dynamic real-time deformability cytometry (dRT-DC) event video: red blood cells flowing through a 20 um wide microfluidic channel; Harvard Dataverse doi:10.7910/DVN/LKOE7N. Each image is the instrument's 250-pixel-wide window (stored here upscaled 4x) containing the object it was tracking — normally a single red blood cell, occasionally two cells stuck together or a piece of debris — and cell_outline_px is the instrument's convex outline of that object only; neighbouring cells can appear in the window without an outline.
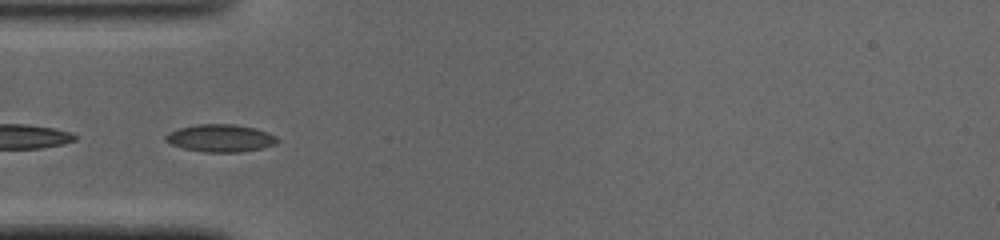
{"species": "common noctule bat (a hibernating species)", "species_latin": "Nyctalus noctula", "temperature_condition": "cold", "stored_images_in_passage": 46, "camera_frame_rate_fps": 3000, "um_per_image_px": 0.085, "animal": {"sex": "male", "body_mass_g": 19.0, "forearm_length_mm": 50.8}, "frame": {"image": 1, "passage_image": 13, "time_ms": 4.0, "image_size_px": [1000, 240], "cell_outline_px": [[280, 140], [276, 144], [260, 148], [240, 152], [204, 152], [184, 148], [172, 144], [164, 140], [164, 136], [168, 132], [180, 128], [196, 124], [232, 124], [256, 128], [268, 132], [276, 136]], "centroid_in_image_um": [18.75, 11.73], "position_along_channel_um": 66.3, "area_um2": 17.92}}
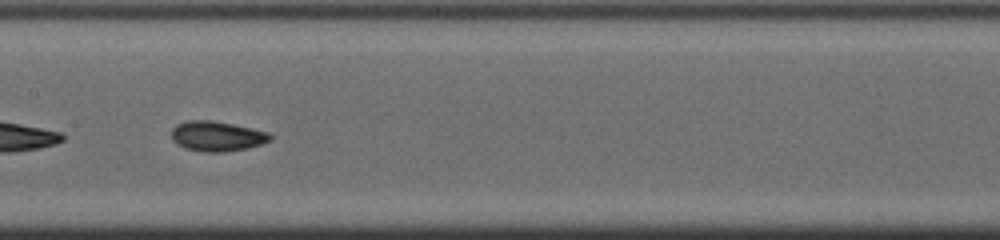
{"frame": {"image": 2, "passage_image": 22, "time_ms": 7.0, "image_size_px": [1000, 240], "cell_outline_px": [[272, 140], [248, 148], [224, 152], [204, 152], [184, 148], [176, 144], [172, 140], [172, 128], [176, 124], [188, 120], [212, 120], [252, 128], [268, 132], [272, 136]], "centroid_in_image_um": [18.42, 11.58], "position_along_channel_um": 189.0, "area_um2": 17.4}}
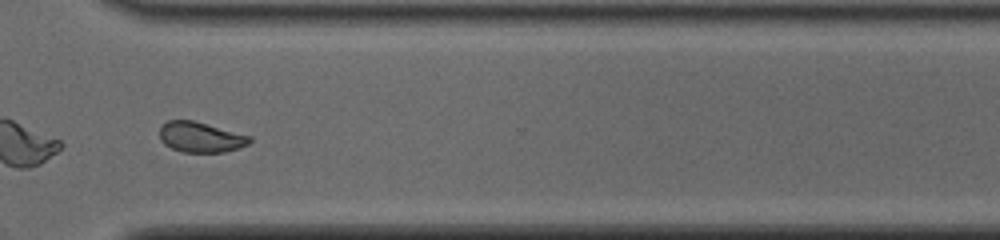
{"frame": {"image": 3, "passage_image": 34, "time_ms": 11.0, "image_size_px": [1000, 240], "cell_outline_px": [[252, 140], [248, 144], [240, 148], [224, 152], [184, 152], [172, 148], [164, 144], [160, 140], [160, 124], [168, 120], [192, 120], [252, 136]], "centroid_in_image_um": [17.05, 11.65], "position_along_channel_um": 353.5, "area_um2": 16.01}, "authors_computed_cell_mechanics": {"area_um2": 16.9932, "velocity_mm_per_s": 4.097, "shape_relaxation_time_tau1_ms": 2.9294, "shape_relaxation_time_tau2_ms": 2.0612, "deformation_change_tau1": 0.1134, "deformation_change_tau2": 0.0603}}